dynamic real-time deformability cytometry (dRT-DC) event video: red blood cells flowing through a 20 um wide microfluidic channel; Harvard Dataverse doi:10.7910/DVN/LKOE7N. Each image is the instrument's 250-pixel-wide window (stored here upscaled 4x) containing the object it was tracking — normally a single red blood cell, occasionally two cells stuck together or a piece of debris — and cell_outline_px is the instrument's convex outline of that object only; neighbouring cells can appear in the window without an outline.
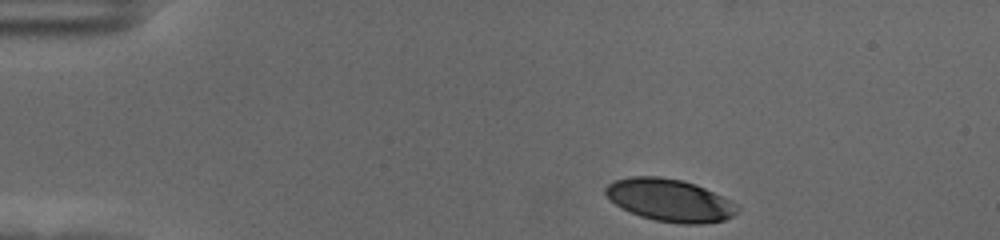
{"species": "human", "species_latin": "Homo sapiens", "temperature_condition": "cold", "stored_images_in_passage": 40, "camera_frame_rate_fps": 3000, "um_per_image_px": 0.085, "donor": {"sex": "female"}, "frame": {"image": 1, "passage_image": 1, "time_ms": 0.0, "image_size_px": [1000, 240], "cell_outline_px": [[740, 208], [732, 216], [724, 220], [700, 224], [680, 224], [656, 220], [640, 216], [616, 204], [604, 192], [604, 188], [608, 184], [616, 180], [632, 176], [660, 176], [684, 180], [696, 184], [736, 204]], "centroid_in_image_um": [56.93, 17.01], "position_along_channel_um": 28.1, "area_um2": 32.25}}
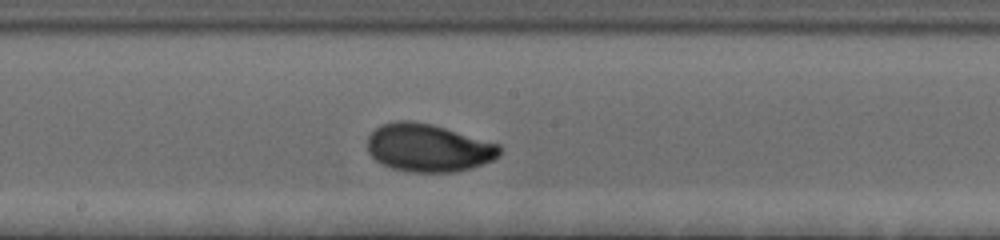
{"frame": {"image": 2, "passage_image": 23, "time_ms": 7.333, "image_size_px": [1000, 240], "cell_outline_px": [[500, 156], [492, 160], [468, 168], [452, 172], [408, 172], [392, 168], [380, 164], [368, 152], [368, 136], [380, 124], [396, 120], [408, 120], [432, 124], [500, 144]], "centroid_in_image_um": [36.37, 12.56], "position_along_channel_um": 211.8, "area_um2": 36.88}}
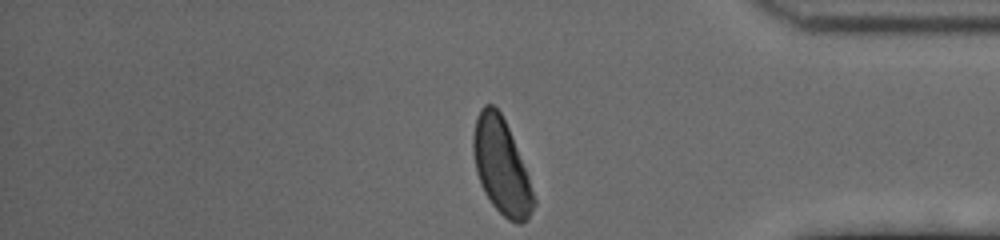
{"frame": {"image": 3, "passage_image": 40, "time_ms": 13.0, "image_size_px": [1000, 240], "cell_outline_px": [[536, 204], [528, 216], [520, 224], [516, 224], [508, 220], [492, 204], [484, 192], [480, 184], [476, 172], [472, 152], [472, 136], [476, 116], [480, 108], [484, 104], [492, 104], [500, 112], [508, 128], [528, 176], [536, 200]], "centroid_in_image_um": [42.58, 14.14], "position_along_channel_um": 392.6, "area_um2": 33.41}, "authors_computed_cell_mechanics": {"area_um2": 35.1424, "velocity_mm_per_s": 3.5214, "shape_relaxation_time_tau1_ms": 2.5689, "shape_relaxation_time_tau2_ms": 0.9555, "deformation_change_tau1": 0.1455, "deformation_change_tau2": 0.0422}}